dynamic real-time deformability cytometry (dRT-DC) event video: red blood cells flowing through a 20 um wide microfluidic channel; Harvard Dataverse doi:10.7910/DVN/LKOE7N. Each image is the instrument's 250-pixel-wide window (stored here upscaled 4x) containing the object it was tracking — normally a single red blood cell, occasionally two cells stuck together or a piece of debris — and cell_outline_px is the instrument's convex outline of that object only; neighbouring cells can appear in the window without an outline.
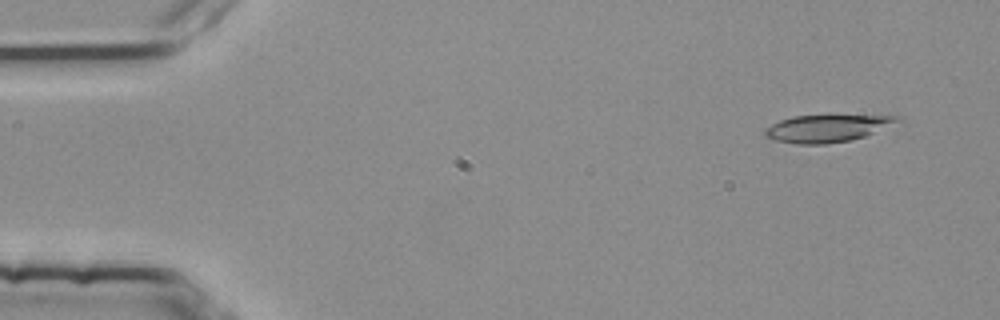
{"species": "common noctule bat (a hibernating species)", "species_latin": "Nyctalus noctula", "temperature_condition": "room temperature", "stored_images_in_passage": 51, "camera_frame_rate_fps": 3000, "um_per_image_px": 0.085, "animal": {"sex": "female", "body_mass_g": 25.1}, "frame": {"image": 1, "passage_image": 1, "time_ms": 0.0, "image_size_px": [1000, 320], "cell_outline_px": [[900, 120], [864, 136], [848, 140], [824, 144], [796, 144], [776, 140], [764, 136], [764, 132], [772, 124], [780, 120], [792, 116], [900, 116]], "centroid_in_image_um": [70.21, 10.92], "position_along_channel_um": 14.8, "area_um2": 20.29}}
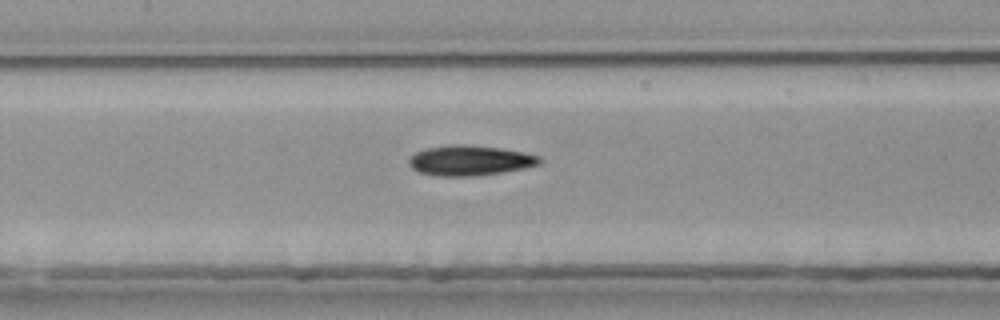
{"frame": {"image": 2, "passage_image": 22, "time_ms": 7.0, "image_size_px": [1000, 320], "cell_outline_px": [[544, 160], [540, 164], [524, 168], [500, 172], [472, 176], [440, 176], [420, 172], [412, 168], [408, 164], [408, 160], [416, 152], [428, 148], [448, 144], [464, 144], [500, 148], [524, 152], [540, 156]], "centroid_in_image_um": [39.96, 13.63], "position_along_channel_um": 167.4, "area_um2": 22.89}}
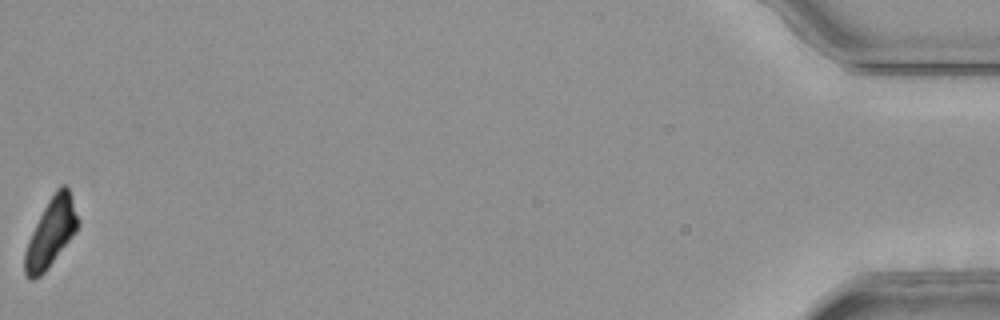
{"frame": {"image": 3, "passage_image": 51, "time_ms": 16.667, "image_size_px": [1000, 320], "cell_outline_px": [[80, 224], [76, 232], [44, 272], [40, 276], [32, 280], [24, 276], [24, 252], [28, 240], [48, 200], [56, 188], [60, 184], [64, 184], [68, 188]], "centroid_in_image_um": [4.31, 19.79], "position_along_channel_um": 430.9, "area_um2": 20.87}, "authors_computed_cell_mechanics": {"area_um2": 21.8484, "velocity_mm_per_s": 3.7982, "shape_relaxation_time_tau1_ms": 11.238, "shape_relaxation_time_tau2_ms": 8.9733, "deformation_change_tau1": 0.242, "deformation_change_tau2": 0.2008}}